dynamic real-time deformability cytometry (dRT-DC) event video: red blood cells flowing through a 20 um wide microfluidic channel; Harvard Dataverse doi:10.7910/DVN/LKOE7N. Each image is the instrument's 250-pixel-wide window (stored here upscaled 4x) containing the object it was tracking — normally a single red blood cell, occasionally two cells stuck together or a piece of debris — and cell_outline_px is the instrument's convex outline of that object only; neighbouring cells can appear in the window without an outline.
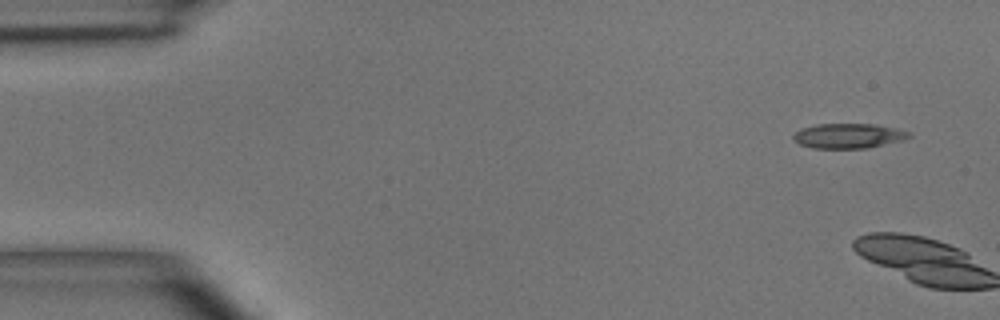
{"species": "common noctule bat (a hibernating species)", "species_latin": "Nyctalus noctula", "temperature_condition": "room temperature", "stored_images_in_passage": 2, "camera_frame_rate_fps": 3000, "um_per_image_px": 0.085, "animal": {"sex": "male", "body_mass_g": 15.6}, "frame": {"image": 1, "passage_image": 1, "time_ms": 0.0, "image_size_px": [1000, 320], "cell_outline_px": [[912, 136], [904, 140], [868, 148], [812, 148], [800, 144], [792, 140], [792, 136], [800, 128], [816, 124], [876, 124], [896, 128], [912, 132]], "centroid_in_image_um": [72.14, 11.54], "position_along_channel_um": 12.9, "area_um2": 16.99}}